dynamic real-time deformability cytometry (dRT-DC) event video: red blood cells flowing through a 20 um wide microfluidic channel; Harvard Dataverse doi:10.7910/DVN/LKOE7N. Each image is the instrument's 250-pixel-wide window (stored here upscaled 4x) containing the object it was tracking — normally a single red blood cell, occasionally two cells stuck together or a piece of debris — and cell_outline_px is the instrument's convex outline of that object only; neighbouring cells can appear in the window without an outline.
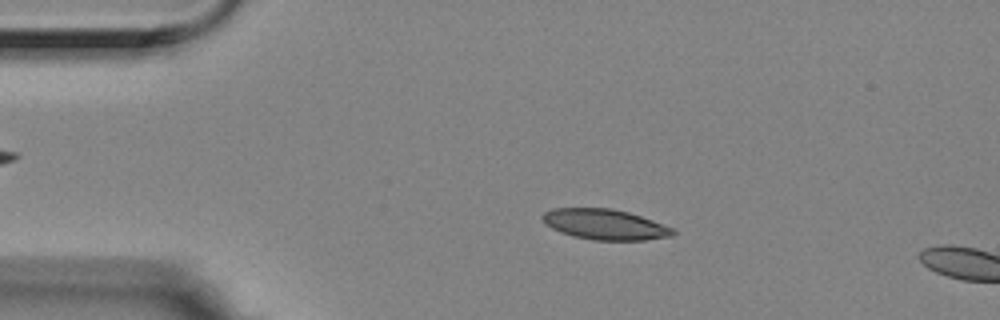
{"species": "Egyptian fruit bat (a non-hibernating species)", "species_latin": "Rousettus aegyptiacus", "temperature_condition": "room temperature", "stored_images_in_passage": 3, "camera_frame_rate_fps": 3000, "um_per_image_px": 0.085, "animal": {"sex": "female"}, "frame": {"image": 1, "passage_image": 2, "time_ms": 1.333, "image_size_px": [1000, 320], "cell_outline_px": [[676, 232], [672, 236], [644, 240], [592, 240], [572, 236], [560, 232], [544, 224], [540, 220], [540, 216], [544, 212], [552, 208], [612, 208], [628, 212], [652, 220], [672, 228]], "centroid_in_image_um": [51.35, 19.07], "position_along_channel_um": 33.6, "area_um2": 23.29}}